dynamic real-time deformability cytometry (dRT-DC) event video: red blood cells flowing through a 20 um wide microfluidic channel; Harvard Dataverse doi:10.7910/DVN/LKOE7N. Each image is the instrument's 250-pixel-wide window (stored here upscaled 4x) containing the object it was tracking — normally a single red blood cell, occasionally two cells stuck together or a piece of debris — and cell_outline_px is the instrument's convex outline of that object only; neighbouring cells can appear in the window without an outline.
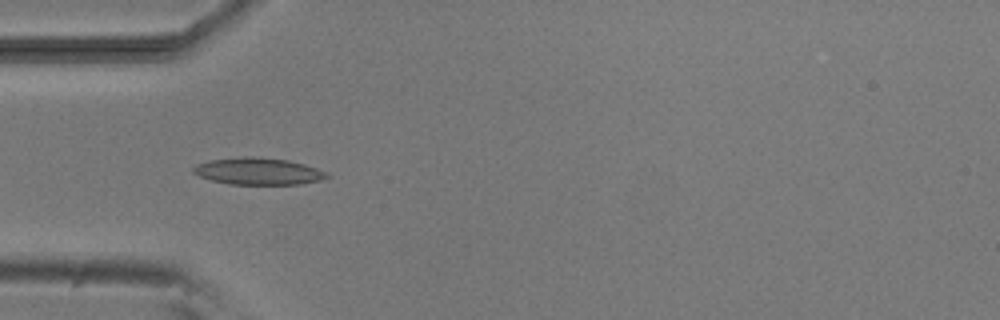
{"species": "common noctule bat (a hibernating species)", "species_latin": "Nyctalus noctula", "temperature_condition": "room temperature", "stored_images_in_passage": 6, "camera_frame_rate_fps": 3000, "um_per_image_px": 0.085, "animal": {"sex": "male", "body_mass_g": 20.5, "forearm_length_mm": 52.5}, "frame": {"image": 1, "passage_image": 4, "time_ms": 4.0, "image_size_px": [1000, 320], "cell_outline_px": [[332, 176], [320, 180], [300, 184], [228, 184], [212, 180], [200, 176], [192, 172], [192, 168], [196, 164], [208, 160], [248, 156], [252, 156], [288, 160], [304, 164], [316, 168]], "centroid_in_image_um": [21.92, 14.55], "position_along_channel_um": 63.1, "area_um2": 20.87}}
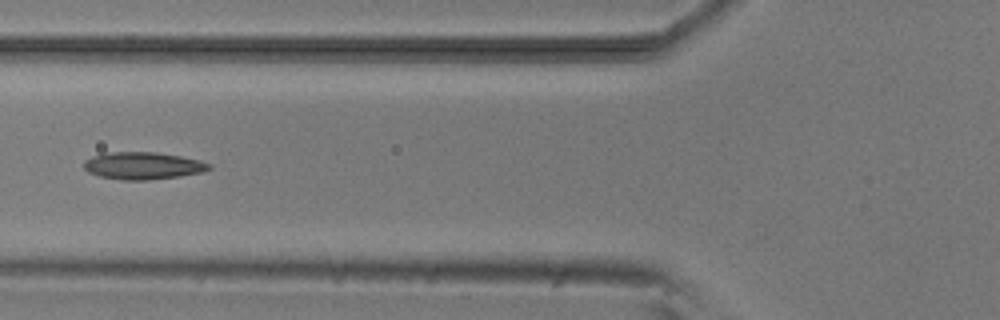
{"frame": {"image": 2, "passage_image": 5, "time_ms": 5.333, "image_size_px": [1000, 320], "cell_outline_px": [[212, 168], [200, 172], [180, 176], [148, 180], [120, 180], [100, 176], [88, 172], [84, 168], [84, 160], [92, 156], [104, 152], [156, 152], [180, 156], [200, 160], [212, 164]], "centroid_in_image_um": [12.13, 14.08], "position_along_channel_um": 113.7, "area_um2": 20.0}}
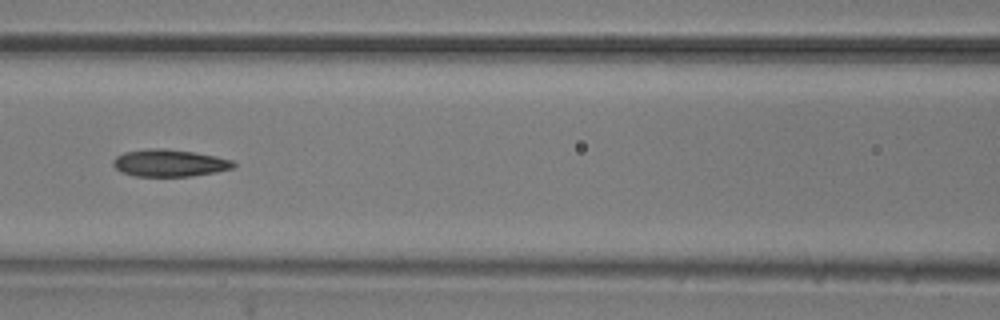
{"frame": {"image": 3, "passage_image": 6, "time_ms": 6.333, "image_size_px": [1000, 320], "cell_outline_px": [[236, 164], [232, 168], [216, 172], [192, 176], [136, 176], [120, 172], [112, 164], [112, 160], [116, 156], [124, 152], [148, 148], [164, 148], [192, 152], [216, 156], [232, 160]], "centroid_in_image_um": [14.37, 13.85], "position_along_channel_um": 152.2, "area_um2": 19.07}}